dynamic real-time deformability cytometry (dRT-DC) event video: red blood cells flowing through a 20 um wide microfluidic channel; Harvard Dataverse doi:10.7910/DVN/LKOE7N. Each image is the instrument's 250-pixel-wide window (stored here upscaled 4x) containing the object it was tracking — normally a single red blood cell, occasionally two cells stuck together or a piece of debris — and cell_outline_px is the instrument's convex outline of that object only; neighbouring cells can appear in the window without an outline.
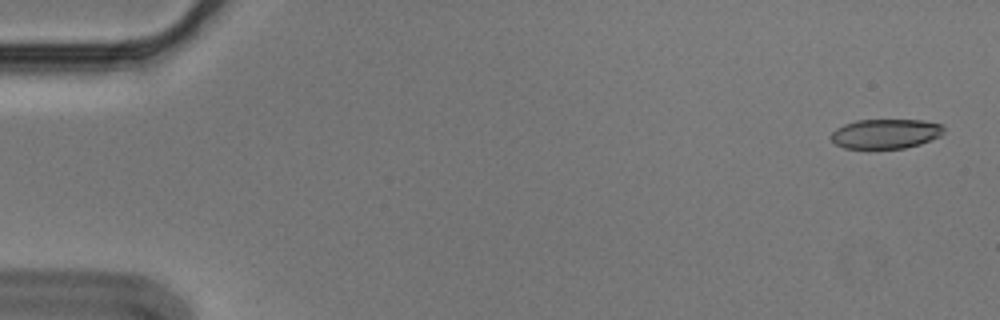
{"species": "Egyptian fruit bat (a non-hibernating species)", "species_latin": "Rousettus aegyptiacus", "temperature_condition": "cold", "stored_images_in_passage": 5, "camera_frame_rate_fps": 3000, "um_per_image_px": 0.085, "animal": {"sex": "male"}, "frame": {"image": 1, "passage_image": 1, "time_ms": 0.0, "image_size_px": [1000, 320], "cell_outline_px": [[944, 132], [940, 136], [920, 144], [904, 148], [844, 148], [836, 144], [828, 136], [836, 128], [844, 124], [856, 120], [924, 120], [940, 124], [944, 128]], "centroid_in_image_um": [75.26, 11.36], "position_along_channel_um": 9.7, "area_um2": 19.48}}